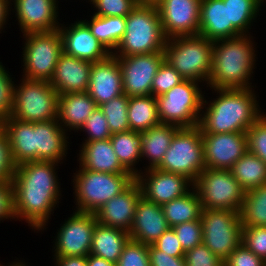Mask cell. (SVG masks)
Here are the masks:
<instances>
[{
	"mask_svg": "<svg viewBox=\"0 0 266 266\" xmlns=\"http://www.w3.org/2000/svg\"><path fill=\"white\" fill-rule=\"evenodd\" d=\"M58 166L53 161H31L16 166L11 180L15 221L25 220L34 232L48 228L59 205L62 193Z\"/></svg>",
	"mask_w": 266,
	"mask_h": 266,
	"instance_id": "obj_1",
	"label": "cell"
},
{
	"mask_svg": "<svg viewBox=\"0 0 266 266\" xmlns=\"http://www.w3.org/2000/svg\"><path fill=\"white\" fill-rule=\"evenodd\" d=\"M216 98L203 99L201 133L246 132L264 113L255 89H212Z\"/></svg>",
	"mask_w": 266,
	"mask_h": 266,
	"instance_id": "obj_2",
	"label": "cell"
},
{
	"mask_svg": "<svg viewBox=\"0 0 266 266\" xmlns=\"http://www.w3.org/2000/svg\"><path fill=\"white\" fill-rule=\"evenodd\" d=\"M250 32L233 38L213 41L209 89H253L257 48ZM252 77V78H251Z\"/></svg>",
	"mask_w": 266,
	"mask_h": 266,
	"instance_id": "obj_3",
	"label": "cell"
},
{
	"mask_svg": "<svg viewBox=\"0 0 266 266\" xmlns=\"http://www.w3.org/2000/svg\"><path fill=\"white\" fill-rule=\"evenodd\" d=\"M165 37L157 6L137 5L127 16L125 33L115 56H132L164 52Z\"/></svg>",
	"mask_w": 266,
	"mask_h": 266,
	"instance_id": "obj_4",
	"label": "cell"
},
{
	"mask_svg": "<svg viewBox=\"0 0 266 266\" xmlns=\"http://www.w3.org/2000/svg\"><path fill=\"white\" fill-rule=\"evenodd\" d=\"M213 41L201 35L176 36L166 40L165 60L185 79L208 88L212 69Z\"/></svg>",
	"mask_w": 266,
	"mask_h": 266,
	"instance_id": "obj_5",
	"label": "cell"
},
{
	"mask_svg": "<svg viewBox=\"0 0 266 266\" xmlns=\"http://www.w3.org/2000/svg\"><path fill=\"white\" fill-rule=\"evenodd\" d=\"M73 174L71 182L76 202L73 211L82 213H95L135 180L131 173L94 172L82 166Z\"/></svg>",
	"mask_w": 266,
	"mask_h": 266,
	"instance_id": "obj_6",
	"label": "cell"
},
{
	"mask_svg": "<svg viewBox=\"0 0 266 266\" xmlns=\"http://www.w3.org/2000/svg\"><path fill=\"white\" fill-rule=\"evenodd\" d=\"M59 94L49 81L22 78L15 84L11 117L26 122H45L58 118Z\"/></svg>",
	"mask_w": 266,
	"mask_h": 266,
	"instance_id": "obj_7",
	"label": "cell"
},
{
	"mask_svg": "<svg viewBox=\"0 0 266 266\" xmlns=\"http://www.w3.org/2000/svg\"><path fill=\"white\" fill-rule=\"evenodd\" d=\"M157 168L183 175L194 183L206 169L200 127H180Z\"/></svg>",
	"mask_w": 266,
	"mask_h": 266,
	"instance_id": "obj_8",
	"label": "cell"
},
{
	"mask_svg": "<svg viewBox=\"0 0 266 266\" xmlns=\"http://www.w3.org/2000/svg\"><path fill=\"white\" fill-rule=\"evenodd\" d=\"M193 80H184L163 95L157 96L158 116L161 123L179 127L198 126L203 105L204 87Z\"/></svg>",
	"mask_w": 266,
	"mask_h": 266,
	"instance_id": "obj_9",
	"label": "cell"
},
{
	"mask_svg": "<svg viewBox=\"0 0 266 266\" xmlns=\"http://www.w3.org/2000/svg\"><path fill=\"white\" fill-rule=\"evenodd\" d=\"M22 77L31 80L50 81L59 56L63 52L59 29L48 32L22 34Z\"/></svg>",
	"mask_w": 266,
	"mask_h": 266,
	"instance_id": "obj_10",
	"label": "cell"
},
{
	"mask_svg": "<svg viewBox=\"0 0 266 266\" xmlns=\"http://www.w3.org/2000/svg\"><path fill=\"white\" fill-rule=\"evenodd\" d=\"M203 209H224L240 212L245 191L230 170H203L193 185Z\"/></svg>",
	"mask_w": 266,
	"mask_h": 266,
	"instance_id": "obj_11",
	"label": "cell"
},
{
	"mask_svg": "<svg viewBox=\"0 0 266 266\" xmlns=\"http://www.w3.org/2000/svg\"><path fill=\"white\" fill-rule=\"evenodd\" d=\"M202 243L225 260L242 243L240 214L234 210L202 209Z\"/></svg>",
	"mask_w": 266,
	"mask_h": 266,
	"instance_id": "obj_12",
	"label": "cell"
},
{
	"mask_svg": "<svg viewBox=\"0 0 266 266\" xmlns=\"http://www.w3.org/2000/svg\"><path fill=\"white\" fill-rule=\"evenodd\" d=\"M96 223L94 213L73 211L56 232L53 257L88 256Z\"/></svg>",
	"mask_w": 266,
	"mask_h": 266,
	"instance_id": "obj_13",
	"label": "cell"
},
{
	"mask_svg": "<svg viewBox=\"0 0 266 266\" xmlns=\"http://www.w3.org/2000/svg\"><path fill=\"white\" fill-rule=\"evenodd\" d=\"M122 73L123 92L128 97L152 95V83L164 52L132 56H116Z\"/></svg>",
	"mask_w": 266,
	"mask_h": 266,
	"instance_id": "obj_14",
	"label": "cell"
},
{
	"mask_svg": "<svg viewBox=\"0 0 266 266\" xmlns=\"http://www.w3.org/2000/svg\"><path fill=\"white\" fill-rule=\"evenodd\" d=\"M135 180L141 188L142 196L161 206L187 194L194 185L183 175L162 171L158 168L141 170Z\"/></svg>",
	"mask_w": 266,
	"mask_h": 266,
	"instance_id": "obj_15",
	"label": "cell"
},
{
	"mask_svg": "<svg viewBox=\"0 0 266 266\" xmlns=\"http://www.w3.org/2000/svg\"><path fill=\"white\" fill-rule=\"evenodd\" d=\"M202 0H162L158 5L163 33L167 39L199 35Z\"/></svg>",
	"mask_w": 266,
	"mask_h": 266,
	"instance_id": "obj_16",
	"label": "cell"
},
{
	"mask_svg": "<svg viewBox=\"0 0 266 266\" xmlns=\"http://www.w3.org/2000/svg\"><path fill=\"white\" fill-rule=\"evenodd\" d=\"M206 168L230 170L247 152L246 132L201 133Z\"/></svg>",
	"mask_w": 266,
	"mask_h": 266,
	"instance_id": "obj_17",
	"label": "cell"
},
{
	"mask_svg": "<svg viewBox=\"0 0 266 266\" xmlns=\"http://www.w3.org/2000/svg\"><path fill=\"white\" fill-rule=\"evenodd\" d=\"M19 30L23 34L59 29V8L56 0H11ZM59 20V21H58Z\"/></svg>",
	"mask_w": 266,
	"mask_h": 266,
	"instance_id": "obj_18",
	"label": "cell"
},
{
	"mask_svg": "<svg viewBox=\"0 0 266 266\" xmlns=\"http://www.w3.org/2000/svg\"><path fill=\"white\" fill-rule=\"evenodd\" d=\"M63 52L91 63L107 58L111 53L91 33L89 27L78 19L69 26L59 27Z\"/></svg>",
	"mask_w": 266,
	"mask_h": 266,
	"instance_id": "obj_19",
	"label": "cell"
},
{
	"mask_svg": "<svg viewBox=\"0 0 266 266\" xmlns=\"http://www.w3.org/2000/svg\"><path fill=\"white\" fill-rule=\"evenodd\" d=\"M87 93L97 106L124 94L121 67L115 55L92 63Z\"/></svg>",
	"mask_w": 266,
	"mask_h": 266,
	"instance_id": "obj_20",
	"label": "cell"
},
{
	"mask_svg": "<svg viewBox=\"0 0 266 266\" xmlns=\"http://www.w3.org/2000/svg\"><path fill=\"white\" fill-rule=\"evenodd\" d=\"M141 196V188L138 182L134 180L124 191L106 202L94 213L97 222L129 232L136 205Z\"/></svg>",
	"mask_w": 266,
	"mask_h": 266,
	"instance_id": "obj_21",
	"label": "cell"
},
{
	"mask_svg": "<svg viewBox=\"0 0 266 266\" xmlns=\"http://www.w3.org/2000/svg\"><path fill=\"white\" fill-rule=\"evenodd\" d=\"M58 120L34 122L35 161H53L63 164L71 144L69 136Z\"/></svg>",
	"mask_w": 266,
	"mask_h": 266,
	"instance_id": "obj_22",
	"label": "cell"
},
{
	"mask_svg": "<svg viewBox=\"0 0 266 266\" xmlns=\"http://www.w3.org/2000/svg\"><path fill=\"white\" fill-rule=\"evenodd\" d=\"M169 228L162 206L141 196L129 231L130 238L145 245H152Z\"/></svg>",
	"mask_w": 266,
	"mask_h": 266,
	"instance_id": "obj_23",
	"label": "cell"
},
{
	"mask_svg": "<svg viewBox=\"0 0 266 266\" xmlns=\"http://www.w3.org/2000/svg\"><path fill=\"white\" fill-rule=\"evenodd\" d=\"M91 66L89 61L62 52L49 82L59 95L87 92Z\"/></svg>",
	"mask_w": 266,
	"mask_h": 266,
	"instance_id": "obj_24",
	"label": "cell"
},
{
	"mask_svg": "<svg viewBox=\"0 0 266 266\" xmlns=\"http://www.w3.org/2000/svg\"><path fill=\"white\" fill-rule=\"evenodd\" d=\"M199 35L211 41L242 35L229 22L228 0H202Z\"/></svg>",
	"mask_w": 266,
	"mask_h": 266,
	"instance_id": "obj_25",
	"label": "cell"
},
{
	"mask_svg": "<svg viewBox=\"0 0 266 266\" xmlns=\"http://www.w3.org/2000/svg\"><path fill=\"white\" fill-rule=\"evenodd\" d=\"M77 157L79 166L86 170L103 173H130L119 162L110 138L82 142Z\"/></svg>",
	"mask_w": 266,
	"mask_h": 266,
	"instance_id": "obj_26",
	"label": "cell"
},
{
	"mask_svg": "<svg viewBox=\"0 0 266 266\" xmlns=\"http://www.w3.org/2000/svg\"><path fill=\"white\" fill-rule=\"evenodd\" d=\"M96 107V102L87 92L59 95L58 123L67 133H78Z\"/></svg>",
	"mask_w": 266,
	"mask_h": 266,
	"instance_id": "obj_27",
	"label": "cell"
},
{
	"mask_svg": "<svg viewBox=\"0 0 266 266\" xmlns=\"http://www.w3.org/2000/svg\"><path fill=\"white\" fill-rule=\"evenodd\" d=\"M0 128L7 135L16 166L35 161L34 122L16 120L10 116L0 123Z\"/></svg>",
	"mask_w": 266,
	"mask_h": 266,
	"instance_id": "obj_28",
	"label": "cell"
},
{
	"mask_svg": "<svg viewBox=\"0 0 266 266\" xmlns=\"http://www.w3.org/2000/svg\"><path fill=\"white\" fill-rule=\"evenodd\" d=\"M179 126L160 123L141 132V159L148 160L144 170L157 168L163 161Z\"/></svg>",
	"mask_w": 266,
	"mask_h": 266,
	"instance_id": "obj_29",
	"label": "cell"
},
{
	"mask_svg": "<svg viewBox=\"0 0 266 266\" xmlns=\"http://www.w3.org/2000/svg\"><path fill=\"white\" fill-rule=\"evenodd\" d=\"M130 239L129 232L97 222L93 232L90 254L117 263Z\"/></svg>",
	"mask_w": 266,
	"mask_h": 266,
	"instance_id": "obj_30",
	"label": "cell"
},
{
	"mask_svg": "<svg viewBox=\"0 0 266 266\" xmlns=\"http://www.w3.org/2000/svg\"><path fill=\"white\" fill-rule=\"evenodd\" d=\"M90 17V20L83 18L82 21L89 27L94 37L112 54L125 33L126 17H104L94 14Z\"/></svg>",
	"mask_w": 266,
	"mask_h": 266,
	"instance_id": "obj_31",
	"label": "cell"
},
{
	"mask_svg": "<svg viewBox=\"0 0 266 266\" xmlns=\"http://www.w3.org/2000/svg\"><path fill=\"white\" fill-rule=\"evenodd\" d=\"M110 141L121 165L134 177L141 172L136 165L141 159V133L125 131L112 134Z\"/></svg>",
	"mask_w": 266,
	"mask_h": 266,
	"instance_id": "obj_32",
	"label": "cell"
},
{
	"mask_svg": "<svg viewBox=\"0 0 266 266\" xmlns=\"http://www.w3.org/2000/svg\"><path fill=\"white\" fill-rule=\"evenodd\" d=\"M127 114L130 130L139 133L161 123L153 95L129 97Z\"/></svg>",
	"mask_w": 266,
	"mask_h": 266,
	"instance_id": "obj_33",
	"label": "cell"
},
{
	"mask_svg": "<svg viewBox=\"0 0 266 266\" xmlns=\"http://www.w3.org/2000/svg\"><path fill=\"white\" fill-rule=\"evenodd\" d=\"M202 205L194 187L185 195L162 205L170 228L201 218Z\"/></svg>",
	"mask_w": 266,
	"mask_h": 266,
	"instance_id": "obj_34",
	"label": "cell"
},
{
	"mask_svg": "<svg viewBox=\"0 0 266 266\" xmlns=\"http://www.w3.org/2000/svg\"><path fill=\"white\" fill-rule=\"evenodd\" d=\"M230 171L245 192L266 184V163L249 151L236 161Z\"/></svg>",
	"mask_w": 266,
	"mask_h": 266,
	"instance_id": "obj_35",
	"label": "cell"
},
{
	"mask_svg": "<svg viewBox=\"0 0 266 266\" xmlns=\"http://www.w3.org/2000/svg\"><path fill=\"white\" fill-rule=\"evenodd\" d=\"M239 214L242 227L266 226V184L245 192Z\"/></svg>",
	"mask_w": 266,
	"mask_h": 266,
	"instance_id": "obj_36",
	"label": "cell"
},
{
	"mask_svg": "<svg viewBox=\"0 0 266 266\" xmlns=\"http://www.w3.org/2000/svg\"><path fill=\"white\" fill-rule=\"evenodd\" d=\"M263 2L264 0H228L229 22L242 35H248L266 0Z\"/></svg>",
	"mask_w": 266,
	"mask_h": 266,
	"instance_id": "obj_37",
	"label": "cell"
},
{
	"mask_svg": "<svg viewBox=\"0 0 266 266\" xmlns=\"http://www.w3.org/2000/svg\"><path fill=\"white\" fill-rule=\"evenodd\" d=\"M128 102L129 97L122 94L112 100L99 105L107 119L111 134L129 131L128 121Z\"/></svg>",
	"mask_w": 266,
	"mask_h": 266,
	"instance_id": "obj_38",
	"label": "cell"
},
{
	"mask_svg": "<svg viewBox=\"0 0 266 266\" xmlns=\"http://www.w3.org/2000/svg\"><path fill=\"white\" fill-rule=\"evenodd\" d=\"M247 151L266 163V114L265 112L246 131Z\"/></svg>",
	"mask_w": 266,
	"mask_h": 266,
	"instance_id": "obj_39",
	"label": "cell"
},
{
	"mask_svg": "<svg viewBox=\"0 0 266 266\" xmlns=\"http://www.w3.org/2000/svg\"><path fill=\"white\" fill-rule=\"evenodd\" d=\"M80 132H84L85 137L83 142H91L97 140H105L111 137V132L108 126L106 117L99 106L87 118L85 124L80 128Z\"/></svg>",
	"mask_w": 266,
	"mask_h": 266,
	"instance_id": "obj_40",
	"label": "cell"
},
{
	"mask_svg": "<svg viewBox=\"0 0 266 266\" xmlns=\"http://www.w3.org/2000/svg\"><path fill=\"white\" fill-rule=\"evenodd\" d=\"M184 80L185 79L164 60L153 78L152 95L154 97L163 95Z\"/></svg>",
	"mask_w": 266,
	"mask_h": 266,
	"instance_id": "obj_41",
	"label": "cell"
},
{
	"mask_svg": "<svg viewBox=\"0 0 266 266\" xmlns=\"http://www.w3.org/2000/svg\"><path fill=\"white\" fill-rule=\"evenodd\" d=\"M0 61V123L12 115L15 82Z\"/></svg>",
	"mask_w": 266,
	"mask_h": 266,
	"instance_id": "obj_42",
	"label": "cell"
},
{
	"mask_svg": "<svg viewBox=\"0 0 266 266\" xmlns=\"http://www.w3.org/2000/svg\"><path fill=\"white\" fill-rule=\"evenodd\" d=\"M96 16H123L126 17L138 4L136 0H91Z\"/></svg>",
	"mask_w": 266,
	"mask_h": 266,
	"instance_id": "obj_43",
	"label": "cell"
},
{
	"mask_svg": "<svg viewBox=\"0 0 266 266\" xmlns=\"http://www.w3.org/2000/svg\"><path fill=\"white\" fill-rule=\"evenodd\" d=\"M116 266H150L148 245L130 239Z\"/></svg>",
	"mask_w": 266,
	"mask_h": 266,
	"instance_id": "obj_44",
	"label": "cell"
},
{
	"mask_svg": "<svg viewBox=\"0 0 266 266\" xmlns=\"http://www.w3.org/2000/svg\"><path fill=\"white\" fill-rule=\"evenodd\" d=\"M172 228L185 252L202 244L203 231L201 219L178 224Z\"/></svg>",
	"mask_w": 266,
	"mask_h": 266,
	"instance_id": "obj_45",
	"label": "cell"
},
{
	"mask_svg": "<svg viewBox=\"0 0 266 266\" xmlns=\"http://www.w3.org/2000/svg\"><path fill=\"white\" fill-rule=\"evenodd\" d=\"M242 243L266 261V226L243 227Z\"/></svg>",
	"mask_w": 266,
	"mask_h": 266,
	"instance_id": "obj_46",
	"label": "cell"
},
{
	"mask_svg": "<svg viewBox=\"0 0 266 266\" xmlns=\"http://www.w3.org/2000/svg\"><path fill=\"white\" fill-rule=\"evenodd\" d=\"M187 266H224V261L203 243L185 252Z\"/></svg>",
	"mask_w": 266,
	"mask_h": 266,
	"instance_id": "obj_47",
	"label": "cell"
},
{
	"mask_svg": "<svg viewBox=\"0 0 266 266\" xmlns=\"http://www.w3.org/2000/svg\"><path fill=\"white\" fill-rule=\"evenodd\" d=\"M224 266H266V261L256 256L241 243L225 260Z\"/></svg>",
	"mask_w": 266,
	"mask_h": 266,
	"instance_id": "obj_48",
	"label": "cell"
},
{
	"mask_svg": "<svg viewBox=\"0 0 266 266\" xmlns=\"http://www.w3.org/2000/svg\"><path fill=\"white\" fill-rule=\"evenodd\" d=\"M15 169L7 135L0 128V181H11Z\"/></svg>",
	"mask_w": 266,
	"mask_h": 266,
	"instance_id": "obj_49",
	"label": "cell"
},
{
	"mask_svg": "<svg viewBox=\"0 0 266 266\" xmlns=\"http://www.w3.org/2000/svg\"><path fill=\"white\" fill-rule=\"evenodd\" d=\"M152 245L156 249L166 252L170 256L185 257V251L183 250L173 228H169L167 231H165Z\"/></svg>",
	"mask_w": 266,
	"mask_h": 266,
	"instance_id": "obj_50",
	"label": "cell"
},
{
	"mask_svg": "<svg viewBox=\"0 0 266 266\" xmlns=\"http://www.w3.org/2000/svg\"><path fill=\"white\" fill-rule=\"evenodd\" d=\"M16 219L14 214L13 186L11 181H0V223Z\"/></svg>",
	"mask_w": 266,
	"mask_h": 266,
	"instance_id": "obj_51",
	"label": "cell"
},
{
	"mask_svg": "<svg viewBox=\"0 0 266 266\" xmlns=\"http://www.w3.org/2000/svg\"><path fill=\"white\" fill-rule=\"evenodd\" d=\"M150 266H187L185 257H173L148 245Z\"/></svg>",
	"mask_w": 266,
	"mask_h": 266,
	"instance_id": "obj_52",
	"label": "cell"
},
{
	"mask_svg": "<svg viewBox=\"0 0 266 266\" xmlns=\"http://www.w3.org/2000/svg\"><path fill=\"white\" fill-rule=\"evenodd\" d=\"M55 266H87V256L54 257Z\"/></svg>",
	"mask_w": 266,
	"mask_h": 266,
	"instance_id": "obj_53",
	"label": "cell"
},
{
	"mask_svg": "<svg viewBox=\"0 0 266 266\" xmlns=\"http://www.w3.org/2000/svg\"><path fill=\"white\" fill-rule=\"evenodd\" d=\"M11 0H0V33L4 31L8 24V18L11 15Z\"/></svg>",
	"mask_w": 266,
	"mask_h": 266,
	"instance_id": "obj_54",
	"label": "cell"
},
{
	"mask_svg": "<svg viewBox=\"0 0 266 266\" xmlns=\"http://www.w3.org/2000/svg\"><path fill=\"white\" fill-rule=\"evenodd\" d=\"M87 266H116V263L89 254L87 256Z\"/></svg>",
	"mask_w": 266,
	"mask_h": 266,
	"instance_id": "obj_55",
	"label": "cell"
},
{
	"mask_svg": "<svg viewBox=\"0 0 266 266\" xmlns=\"http://www.w3.org/2000/svg\"><path fill=\"white\" fill-rule=\"evenodd\" d=\"M139 5L157 6L162 0H136Z\"/></svg>",
	"mask_w": 266,
	"mask_h": 266,
	"instance_id": "obj_56",
	"label": "cell"
},
{
	"mask_svg": "<svg viewBox=\"0 0 266 266\" xmlns=\"http://www.w3.org/2000/svg\"><path fill=\"white\" fill-rule=\"evenodd\" d=\"M22 262V260H15L12 263L8 262V266H18L20 263ZM0 266H4L3 264L0 263ZM7 266V265H6Z\"/></svg>",
	"mask_w": 266,
	"mask_h": 266,
	"instance_id": "obj_57",
	"label": "cell"
},
{
	"mask_svg": "<svg viewBox=\"0 0 266 266\" xmlns=\"http://www.w3.org/2000/svg\"><path fill=\"white\" fill-rule=\"evenodd\" d=\"M18 266H28V264L25 263L24 260H23Z\"/></svg>",
	"mask_w": 266,
	"mask_h": 266,
	"instance_id": "obj_58",
	"label": "cell"
}]
</instances>
